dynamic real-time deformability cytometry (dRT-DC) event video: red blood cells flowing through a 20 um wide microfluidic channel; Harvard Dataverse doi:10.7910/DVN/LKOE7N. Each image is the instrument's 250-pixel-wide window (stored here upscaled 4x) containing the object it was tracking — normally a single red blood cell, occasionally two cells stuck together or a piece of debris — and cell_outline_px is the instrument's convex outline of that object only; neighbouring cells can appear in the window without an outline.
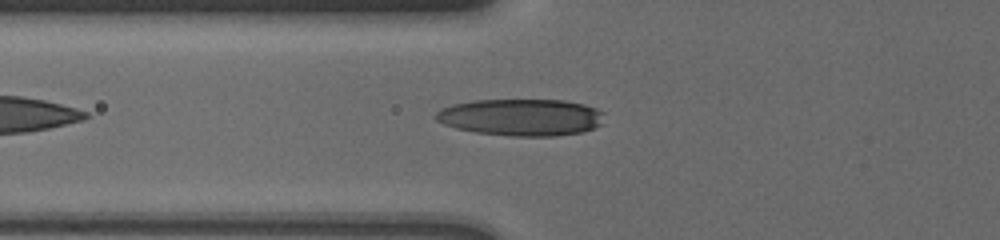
{"species": "human", "species_latin": "Homo sapiens", "temperature_condition": "cold", "stored_images_in_passage": 40, "camera_frame_rate_fps": 3000, "um_per_image_px": 0.085, "donor": {"sex": "male"}, "frame": {"image": 1, "passage_image": 5, "time_ms": 1.333, "image_size_px": [1000, 240], "cell_outline_px": [[604, 124], [596, 128], [584, 132], [556, 136], [508, 136], [476, 132], [456, 128], [444, 124], [436, 120], [432, 116], [440, 108], [452, 104], [472, 100], [564, 100], [584, 104], [596, 108], [604, 112]], "centroid_in_image_um": [44.33, 9.97], "position_along_channel_um": 81.5, "area_um2": 36.82}}
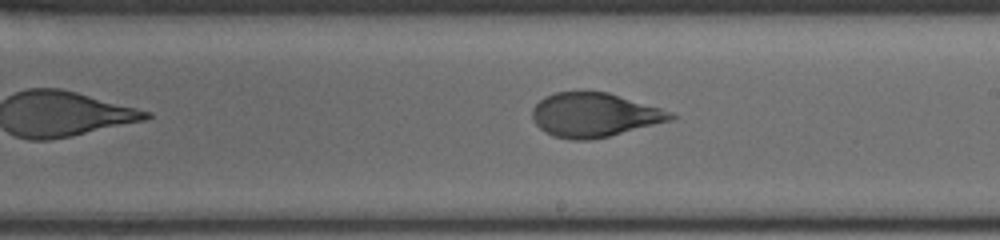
{"frame": {"image": 2, "passage_image": 18, "time_ms": 5.667, "image_size_px": [1000, 240], "cell_outline_px": [[676, 116], [668, 120], [608, 136], [588, 140], [572, 140], [552, 136], [544, 132], [532, 120], [532, 108], [544, 96], [556, 92], [608, 92], [660, 108], [672, 112]], "centroid_in_image_um": [50.44, 9.77], "position_along_channel_um": 238.6, "area_um2": 35.08}}
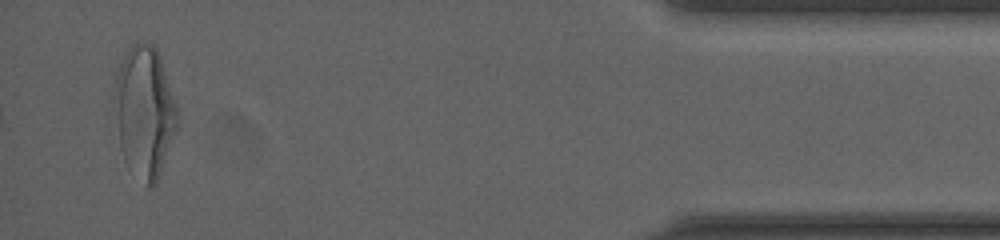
{"frame": {"image": 3, "passage_image": 38, "time_ms": 12.333, "image_size_px": [1000, 240], "cell_outline_px": [[180, 120], [156, 184], [152, 188], [148, 188], [124, 160], [120, 148], [116, 84], [116, 76], [124, 52], [132, 44], [152, 44], [156, 48], [160, 56], [180, 116]], "centroid_in_image_um": [12.34, 9.51], "position_along_channel_um": 422.9, "area_um2": 47.05}, "authors_computed_cell_mechanics": {"area_um2": 35.9516, "velocity_mm_per_s": 3.6085, "shape_relaxation_time_tau1_ms": 3.6383, "shape_relaxation_time_tau2_ms": 0.8217, "deformation_change_tau1": 0.1633, "deformation_change_tau2": 0.06}}